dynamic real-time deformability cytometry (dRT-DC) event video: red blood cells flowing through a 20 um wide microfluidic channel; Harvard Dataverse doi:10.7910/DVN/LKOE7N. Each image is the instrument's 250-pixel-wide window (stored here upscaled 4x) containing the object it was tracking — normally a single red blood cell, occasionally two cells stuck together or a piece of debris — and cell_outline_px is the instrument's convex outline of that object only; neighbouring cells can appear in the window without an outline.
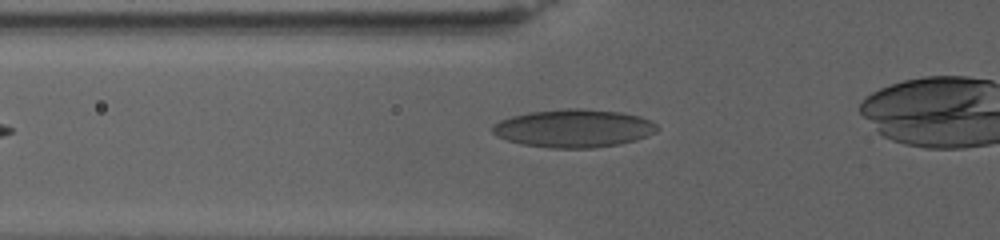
{"species": "human", "species_latin": "Homo sapiens", "temperature_condition": "warm", "stored_images_in_passage": 42, "camera_frame_rate_fps": 3000, "um_per_image_px": 0.085, "donor": {"sex": "female"}, "frame": {"image": 1, "passage_image": 2, "time_ms": 0.333, "image_size_px": [1000, 240], "cell_outline_px": [[660, 128], [656, 132], [636, 140], [620, 144], [592, 148], [548, 148], [524, 144], [508, 140], [496, 136], [492, 132], [492, 124], [500, 120], [512, 116], [528, 112], [564, 108], [580, 108], [620, 112], [640, 116], [656, 124]], "centroid_in_image_um": [48.76, 10.9], "position_along_channel_um": 77.0, "area_um2": 36.65}}
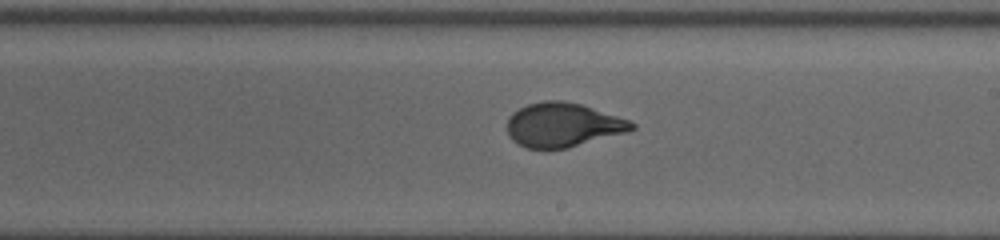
{"frame": {"image": 2, "passage_image": 20, "time_ms": 6.333, "image_size_px": [1000, 240], "cell_outline_px": [[636, 128], [624, 132], [568, 148], [544, 152], [528, 148], [512, 140], [508, 132], [508, 120], [512, 112], [528, 104], [544, 100], [560, 100], [580, 104], [628, 120], [636, 124]], "centroid_in_image_um": [47.79, 10.65], "position_along_channel_um": 241.2, "area_um2": 32.02}}
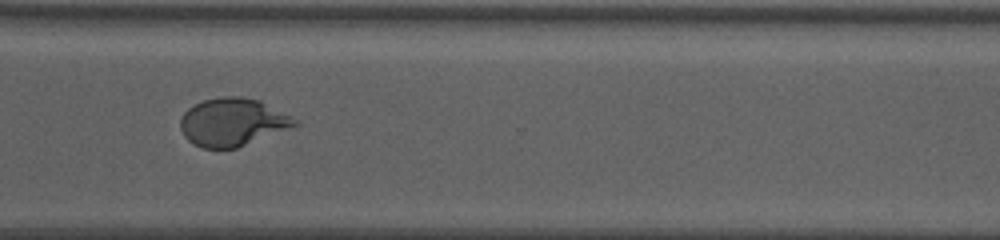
{"frame": {"image": 3, "passage_image": 32, "time_ms": 10.333, "image_size_px": [1000, 240], "cell_outline_px": [[300, 124], [236, 148], [204, 148], [192, 144], [184, 136], [180, 128], [180, 120], [184, 112], [188, 108], [204, 100], [220, 96], [240, 96], [260, 100], [292, 116]], "centroid_in_image_um": [19.75, 10.37], "position_along_channel_um": 350.8, "area_um2": 31.85}}